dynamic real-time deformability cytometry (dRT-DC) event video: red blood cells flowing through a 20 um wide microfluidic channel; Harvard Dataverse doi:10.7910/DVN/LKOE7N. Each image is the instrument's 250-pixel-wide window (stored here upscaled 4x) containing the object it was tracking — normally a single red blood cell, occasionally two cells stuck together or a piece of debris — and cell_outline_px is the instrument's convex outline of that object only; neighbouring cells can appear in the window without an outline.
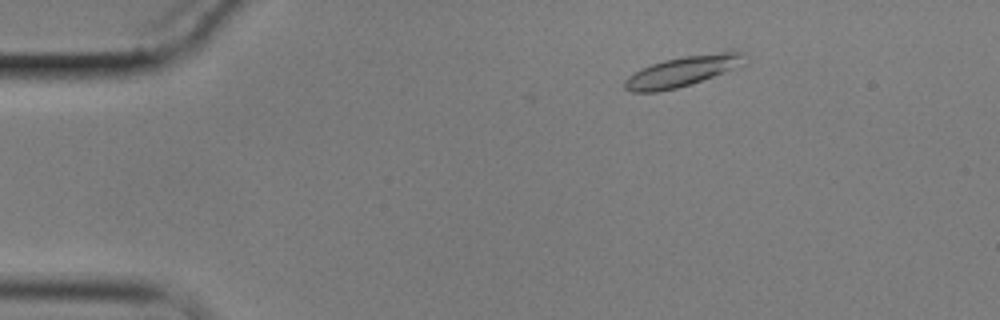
{"species": "common noctule bat (a hibernating species)", "species_latin": "Nyctalus noctula", "temperature_condition": "cold", "stored_images_in_passage": 52, "camera_frame_rate_fps": 3000, "um_per_image_px": 0.085, "animal": {"sex": "male", "body_mass_g": 17.9}, "frame": {"image": 1, "passage_image": 11, "time_ms": 3.333, "image_size_px": [1000, 320], "cell_outline_px": [[744, 64], [692, 84], [660, 92], [628, 92], [624, 88], [624, 80], [628, 76], [640, 68], [664, 60], [684, 56], [732, 48], [744, 52]], "centroid_in_image_um": [58.04, 6.03], "position_along_channel_um": 27.0, "area_um2": 21.68}}
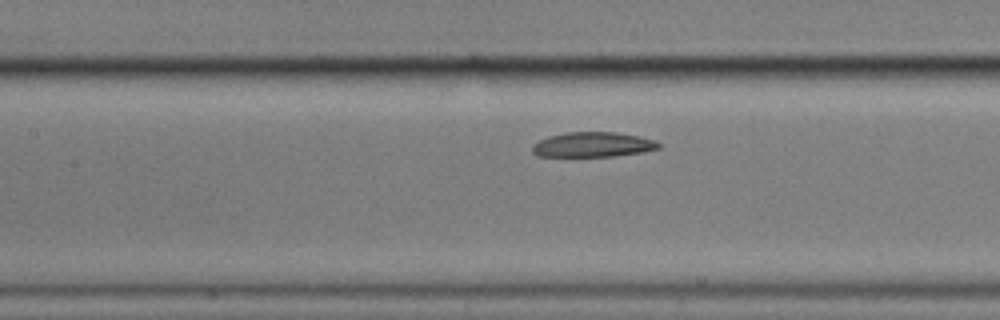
{"frame": {"image": 2, "passage_image": 30, "time_ms": 9.667, "image_size_px": [1000, 320], "cell_outline_px": [[660, 148], [644, 152], [616, 156], [536, 156], [532, 152], [532, 144], [548, 136], [564, 132], [616, 132], [656, 140], [660, 144]], "centroid_in_image_um": [50.38, 12.29], "position_along_channel_um": 157.0, "area_um2": 18.44}}
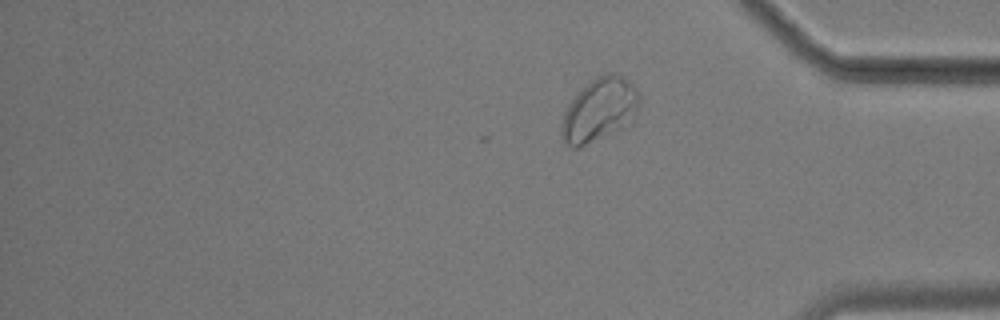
{"frame": {"image": 3, "passage_image": 52, "time_ms": 17.0, "image_size_px": [1000, 320], "cell_outline_px": [[640, 104], [636, 116], [632, 124], [624, 128], [580, 148], [572, 148], [564, 140], [560, 132], [560, 128], [564, 112], [568, 104], [588, 80], [596, 76], [608, 72], [612, 72], [628, 80], [636, 88], [640, 96]], "centroid_in_image_um": [50.98, 9.34], "position_along_channel_um": 384.2, "area_um2": 29.42}, "authors_computed_cell_mechanics": {"area_um2": 19.7098, "velocity_mm_per_s": 3.2731, "shape_relaxation_time_tau1_ms": 4.9456, "shape_relaxation_time_tau2_ms": null, "deformation_change_tau1": 0.1025, "deformation_change_tau2": null}}